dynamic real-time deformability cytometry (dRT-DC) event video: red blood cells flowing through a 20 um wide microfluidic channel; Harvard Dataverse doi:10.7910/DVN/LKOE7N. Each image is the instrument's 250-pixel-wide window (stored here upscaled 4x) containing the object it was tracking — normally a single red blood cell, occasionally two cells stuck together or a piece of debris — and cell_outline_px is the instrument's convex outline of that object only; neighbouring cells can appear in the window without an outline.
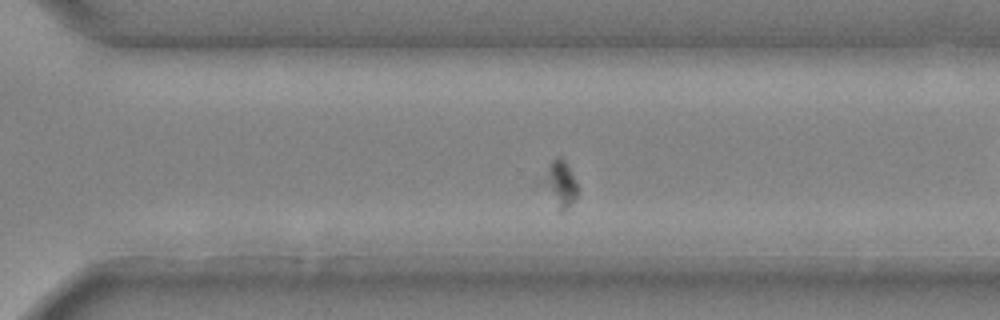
{"species": "common noctule bat (a hibernating species)", "species_latin": "Nyctalus noctula", "temperature_condition": "cold", "stored_images_in_passage": 38, "camera_frame_rate_fps": 3000, "um_per_image_px": 0.085, "animal": {"sex": "male", "body_mass_g": 20.4}, "frame": {"image": 1, "passage_image": 25, "time_ms": 8.0, "image_size_px": [1000, 320], "cell_outline_px": [[580, 192], [576, 200], [564, 212], [560, 212], [532, 184], [552, 160], [560, 156], [568, 164], [580, 188]], "centroid_in_image_um": [47.46, 15.69], "position_along_channel_um": 323.1, "area_um2": 11.21}}
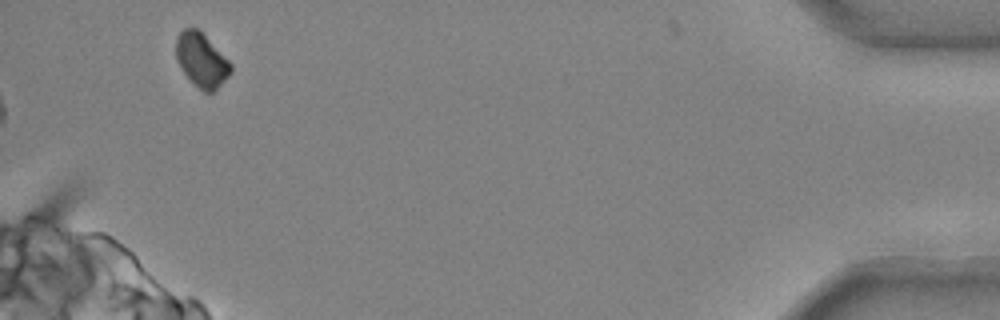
{"frame": {"image": 2, "passage_image": 38, "time_ms": 12.333, "image_size_px": [1000, 320], "cell_outline_px": [[232, 72], [212, 92], [204, 92], [184, 72], [176, 60], [176, 36], [184, 28], [196, 28], [232, 64]], "centroid_in_image_um": [17.11, 5.09], "position_along_channel_um": 418.1, "area_um2": 16.59}}